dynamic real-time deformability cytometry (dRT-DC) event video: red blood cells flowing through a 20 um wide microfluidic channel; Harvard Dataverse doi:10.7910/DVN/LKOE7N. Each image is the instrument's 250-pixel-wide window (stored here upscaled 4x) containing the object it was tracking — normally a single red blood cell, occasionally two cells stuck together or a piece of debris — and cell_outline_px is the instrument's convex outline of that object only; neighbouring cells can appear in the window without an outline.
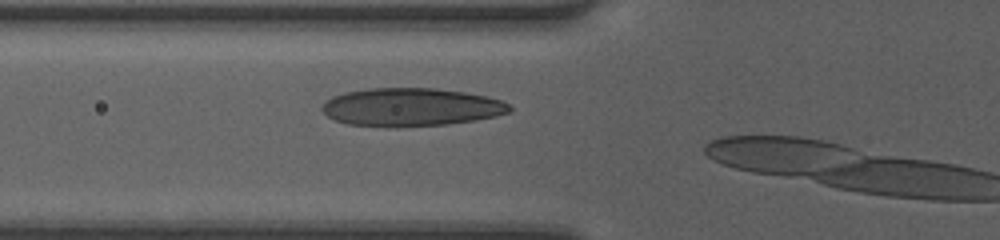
{"species": "human", "species_latin": "Homo sapiens", "temperature_condition": "room temperature", "stored_images_in_passage": 8, "camera_frame_rate_fps": 3000, "um_per_image_px": 0.085, "donor": {"sex": "female"}, "frame": {"image": 1, "passage_image": 7, "time_ms": 2.0, "image_size_px": [1000, 240], "cell_outline_px": [[512, 112], [496, 116], [476, 120], [448, 124], [348, 124], [336, 120], [328, 116], [320, 108], [324, 100], [332, 96], [344, 92], [368, 88], [436, 88], [464, 92], [488, 96], [500, 100], [508, 104], [512, 108]], "centroid_in_image_um": [34.97, 9.06], "position_along_channel_um": 90.8, "area_um2": 40.75}}